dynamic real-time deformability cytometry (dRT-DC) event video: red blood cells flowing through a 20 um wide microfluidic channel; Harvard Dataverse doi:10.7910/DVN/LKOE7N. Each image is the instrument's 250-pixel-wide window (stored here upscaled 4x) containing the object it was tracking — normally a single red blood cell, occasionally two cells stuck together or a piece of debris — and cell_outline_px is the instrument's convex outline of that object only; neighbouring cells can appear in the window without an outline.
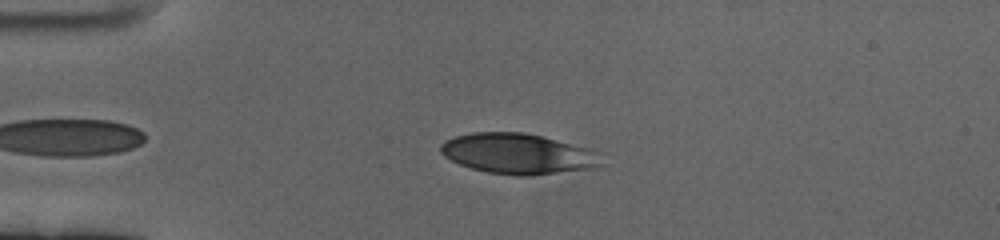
{"species": "human", "species_latin": "Homo sapiens", "temperature_condition": "cold", "stored_images_in_passage": 47, "camera_frame_rate_fps": 3000, "um_per_image_px": 0.085, "donor": {"sex": "female"}, "frame": {"image": 1, "passage_image": 7, "time_ms": 2.0, "image_size_px": [1000, 240], "cell_outline_px": [[604, 152], [600, 164], [588, 168], [532, 176], [516, 176], [488, 172], [472, 168], [460, 164], [444, 156], [440, 152], [440, 144], [444, 140], [456, 136], [472, 132], [524, 132]], "centroid_in_image_um": [44.02, 13.06], "position_along_channel_um": 41.0, "area_um2": 37.86}}
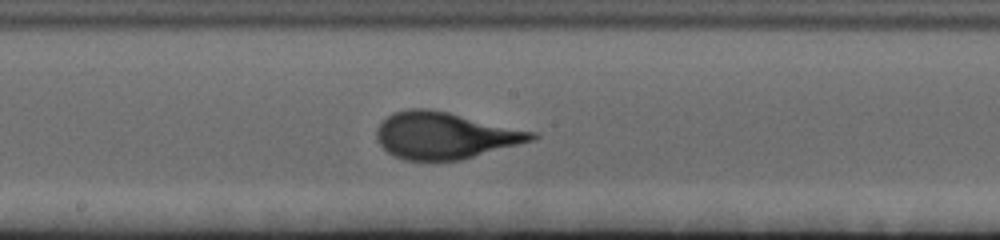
{"frame": {"image": 2, "passage_image": 25, "time_ms": 8.0, "image_size_px": [1000, 240], "cell_outline_px": [[540, 136], [536, 140], [460, 160], [404, 160], [388, 152], [380, 144], [376, 136], [376, 128], [392, 112], [408, 108], [428, 108], [448, 112], [536, 132]], "centroid_in_image_um": [37.83, 11.51], "position_along_channel_um": 210.4, "area_um2": 42.19}}
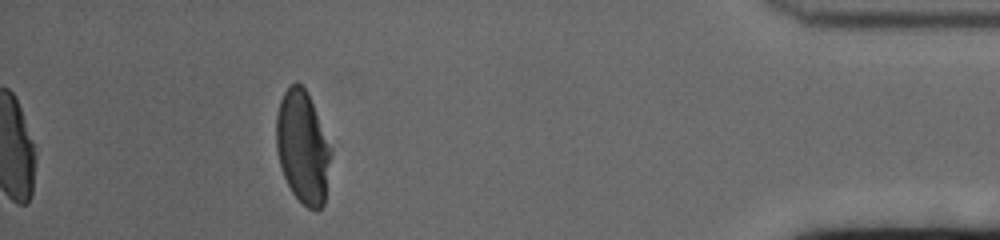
{"frame": {"image": 3, "passage_image": 47, "time_ms": 15.333, "image_size_px": [1000, 240], "cell_outline_px": [[332, 152], [324, 204], [316, 212], [308, 208], [292, 192], [284, 176], [280, 164], [276, 148], [276, 116], [280, 100], [284, 92], [296, 80], [304, 88], [312, 104], [332, 148]], "centroid_in_image_um": [25.73, 12.53], "position_along_channel_um": 409.5, "area_um2": 35.66}, "authors_computed_cell_mechanics": {"area_um2": 40.5756, "velocity_mm_per_s": 3.372, "shape_relaxation_time_tau1_ms": 3.8968, "shape_relaxation_time_tau2_ms": null, "deformation_change_tau1": 0.1946, "deformation_change_tau2": null}}